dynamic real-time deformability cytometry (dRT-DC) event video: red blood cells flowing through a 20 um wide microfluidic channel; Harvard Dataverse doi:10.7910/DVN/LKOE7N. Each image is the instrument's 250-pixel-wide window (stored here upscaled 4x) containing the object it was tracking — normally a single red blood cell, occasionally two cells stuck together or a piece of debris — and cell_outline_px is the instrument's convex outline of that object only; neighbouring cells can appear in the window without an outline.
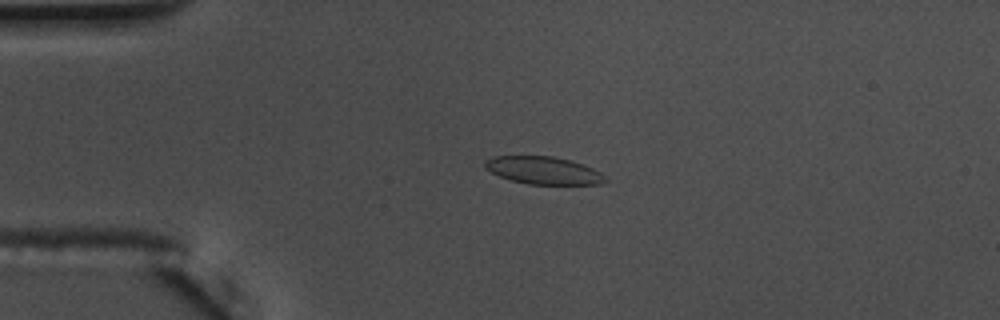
{"species": "common noctule bat (a hibernating species)", "species_latin": "Nyctalus noctula", "temperature_condition": "warm", "stored_images_in_passage": 57, "camera_frame_rate_fps": 3000, "um_per_image_px": 0.085, "animal": {"sex": "male", "body_mass_g": 17.5, "forearm_length_mm": 52.3}, "frame": {"image": 1, "passage_image": 14, "time_ms": 4.333, "image_size_px": [1000, 320], "cell_outline_px": [[608, 180], [600, 184], [528, 184], [512, 180], [500, 176], [484, 168], [484, 160], [496, 156], [552, 156], [568, 160], [592, 168], [600, 172]], "centroid_in_image_um": [46.17, 14.48], "position_along_channel_um": 38.8, "area_um2": 19.07}}
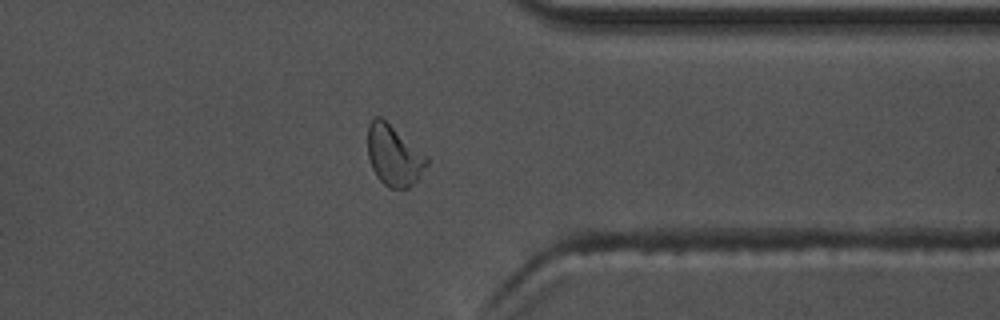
{"frame": {"image": 2, "passage_image": 45, "time_ms": 14.667, "image_size_px": [1000, 320], "cell_outline_px": [[428, 164], [416, 180], [408, 188], [388, 188], [376, 176], [372, 168], [368, 156], [368, 124], [376, 116], [380, 116], [428, 156]], "centroid_in_image_um": [33.47, 13.22], "position_along_channel_um": 377.9, "area_um2": 20.69}, "authors_computed_cell_mechanics": {"area_um2": 20.0566, "velocity_mm_per_s": 3.652, "shape_relaxation_time_tau1_ms": 4.9105, "shape_relaxation_time_tau2_ms": 1.1702, "deformation_change_tau1": 0.1029, "deformation_change_tau2": 0.0591}}